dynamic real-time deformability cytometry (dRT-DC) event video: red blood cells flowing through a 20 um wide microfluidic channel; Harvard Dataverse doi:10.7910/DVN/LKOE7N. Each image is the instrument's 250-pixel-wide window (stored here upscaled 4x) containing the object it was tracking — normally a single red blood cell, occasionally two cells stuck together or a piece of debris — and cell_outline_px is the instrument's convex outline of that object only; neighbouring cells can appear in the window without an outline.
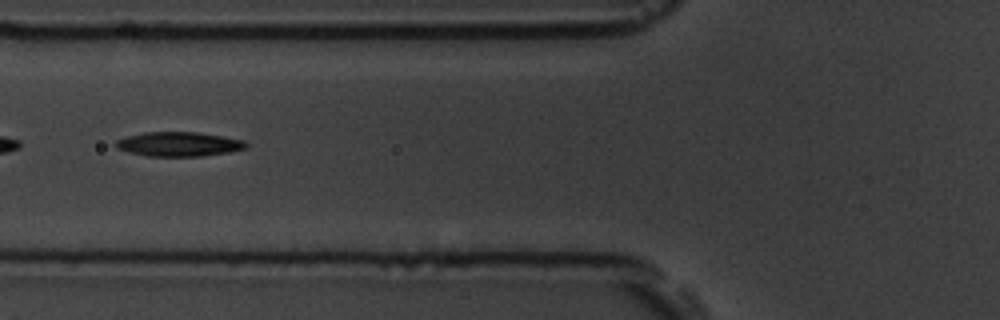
{"species": "common noctule bat (a hibernating species)", "species_latin": "Nyctalus noctula", "temperature_condition": "room temperature", "stored_images_in_passage": 37, "camera_frame_rate_fps": 3000, "um_per_image_px": 0.085, "animal": {"sex": "male", "body_mass_g": 19.5, "forearm_length_mm": 54.6}, "frame": {"image": 1, "passage_image": 6, "time_ms": 1.667, "image_size_px": [1000, 320], "cell_outline_px": [[248, 144], [244, 148], [228, 152], [200, 156], [148, 156], [128, 152], [116, 148], [116, 140], [128, 136], [144, 132], [200, 132], [244, 140]], "centroid_in_image_um": [15.18, 12.24], "position_along_channel_um": 110.6, "area_um2": 18.38}}
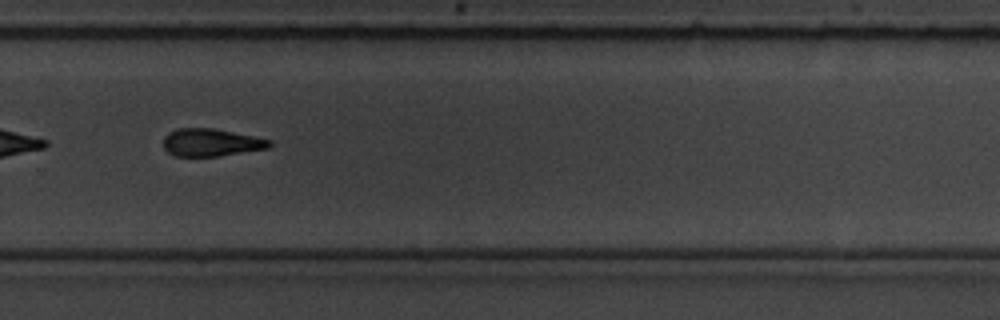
{"frame": {"image": 2, "passage_image": 22, "time_ms": 7.0, "image_size_px": [1000, 320], "cell_outline_px": [[272, 144], [268, 148], [216, 156], [176, 156], [168, 152], [164, 148], [164, 136], [168, 132], [176, 128], [212, 128], [256, 136], [272, 140]], "centroid_in_image_um": [17.94, 12.1], "position_along_channel_um": 311.9, "area_um2": 17.05}}